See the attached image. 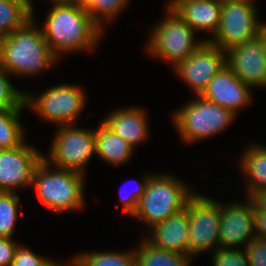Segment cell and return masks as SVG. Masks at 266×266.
<instances>
[{
	"label": "cell",
	"instance_id": "cell-32",
	"mask_svg": "<svg viewBox=\"0 0 266 266\" xmlns=\"http://www.w3.org/2000/svg\"><path fill=\"white\" fill-rule=\"evenodd\" d=\"M13 238L0 237V266H11L19 244Z\"/></svg>",
	"mask_w": 266,
	"mask_h": 266
},
{
	"label": "cell",
	"instance_id": "cell-25",
	"mask_svg": "<svg viewBox=\"0 0 266 266\" xmlns=\"http://www.w3.org/2000/svg\"><path fill=\"white\" fill-rule=\"evenodd\" d=\"M130 0H80V6L87 10L93 21L103 30V22L112 21Z\"/></svg>",
	"mask_w": 266,
	"mask_h": 266
},
{
	"label": "cell",
	"instance_id": "cell-8",
	"mask_svg": "<svg viewBox=\"0 0 266 266\" xmlns=\"http://www.w3.org/2000/svg\"><path fill=\"white\" fill-rule=\"evenodd\" d=\"M256 9L253 0L222 2L219 29L212 39H206V41L226 52L230 48L258 37L259 30L265 24L258 21Z\"/></svg>",
	"mask_w": 266,
	"mask_h": 266
},
{
	"label": "cell",
	"instance_id": "cell-38",
	"mask_svg": "<svg viewBox=\"0 0 266 266\" xmlns=\"http://www.w3.org/2000/svg\"><path fill=\"white\" fill-rule=\"evenodd\" d=\"M259 146L266 152V147L262 144H259Z\"/></svg>",
	"mask_w": 266,
	"mask_h": 266
},
{
	"label": "cell",
	"instance_id": "cell-5",
	"mask_svg": "<svg viewBox=\"0 0 266 266\" xmlns=\"http://www.w3.org/2000/svg\"><path fill=\"white\" fill-rule=\"evenodd\" d=\"M188 104L183 105L173 115L174 127L181 139L188 144L207 139L219 134L235 120L236 114L231 110L195 96Z\"/></svg>",
	"mask_w": 266,
	"mask_h": 266
},
{
	"label": "cell",
	"instance_id": "cell-19",
	"mask_svg": "<svg viewBox=\"0 0 266 266\" xmlns=\"http://www.w3.org/2000/svg\"><path fill=\"white\" fill-rule=\"evenodd\" d=\"M99 123V128H95L96 155L111 165H121L128 162L134 148L102 122Z\"/></svg>",
	"mask_w": 266,
	"mask_h": 266
},
{
	"label": "cell",
	"instance_id": "cell-14",
	"mask_svg": "<svg viewBox=\"0 0 266 266\" xmlns=\"http://www.w3.org/2000/svg\"><path fill=\"white\" fill-rule=\"evenodd\" d=\"M226 64L244 84L266 88V57L259 37L226 51Z\"/></svg>",
	"mask_w": 266,
	"mask_h": 266
},
{
	"label": "cell",
	"instance_id": "cell-37",
	"mask_svg": "<svg viewBox=\"0 0 266 266\" xmlns=\"http://www.w3.org/2000/svg\"><path fill=\"white\" fill-rule=\"evenodd\" d=\"M44 266H76V265H75L74 259L72 258L70 265H66V264L64 265V264L58 263L53 260L51 261L50 259Z\"/></svg>",
	"mask_w": 266,
	"mask_h": 266
},
{
	"label": "cell",
	"instance_id": "cell-4",
	"mask_svg": "<svg viewBox=\"0 0 266 266\" xmlns=\"http://www.w3.org/2000/svg\"><path fill=\"white\" fill-rule=\"evenodd\" d=\"M151 173L145 193L140 198L136 212L133 214L134 217L142 220L147 228L180 212L195 193L172 174Z\"/></svg>",
	"mask_w": 266,
	"mask_h": 266
},
{
	"label": "cell",
	"instance_id": "cell-29",
	"mask_svg": "<svg viewBox=\"0 0 266 266\" xmlns=\"http://www.w3.org/2000/svg\"><path fill=\"white\" fill-rule=\"evenodd\" d=\"M151 175L152 174L148 173L146 176H143L142 180L137 182V185L133 190H131V192L126 191L127 193L125 194V191L122 192V189L119 190L123 211L129 215L133 216V214L136 212L139 200L145 193V188Z\"/></svg>",
	"mask_w": 266,
	"mask_h": 266
},
{
	"label": "cell",
	"instance_id": "cell-26",
	"mask_svg": "<svg viewBox=\"0 0 266 266\" xmlns=\"http://www.w3.org/2000/svg\"><path fill=\"white\" fill-rule=\"evenodd\" d=\"M20 201L16 192H0V237H13Z\"/></svg>",
	"mask_w": 266,
	"mask_h": 266
},
{
	"label": "cell",
	"instance_id": "cell-22",
	"mask_svg": "<svg viewBox=\"0 0 266 266\" xmlns=\"http://www.w3.org/2000/svg\"><path fill=\"white\" fill-rule=\"evenodd\" d=\"M32 0H0V38L8 36L32 18Z\"/></svg>",
	"mask_w": 266,
	"mask_h": 266
},
{
	"label": "cell",
	"instance_id": "cell-1",
	"mask_svg": "<svg viewBox=\"0 0 266 266\" xmlns=\"http://www.w3.org/2000/svg\"><path fill=\"white\" fill-rule=\"evenodd\" d=\"M53 6V7H52ZM42 26L45 41L59 58L76 51H93L102 32L82 6L53 4Z\"/></svg>",
	"mask_w": 266,
	"mask_h": 266
},
{
	"label": "cell",
	"instance_id": "cell-33",
	"mask_svg": "<svg viewBox=\"0 0 266 266\" xmlns=\"http://www.w3.org/2000/svg\"><path fill=\"white\" fill-rule=\"evenodd\" d=\"M247 198L254 205L255 211L266 213V189L252 192Z\"/></svg>",
	"mask_w": 266,
	"mask_h": 266
},
{
	"label": "cell",
	"instance_id": "cell-28",
	"mask_svg": "<svg viewBox=\"0 0 266 266\" xmlns=\"http://www.w3.org/2000/svg\"><path fill=\"white\" fill-rule=\"evenodd\" d=\"M239 248H218L212 251L211 255L213 266H249L248 256L245 251H240Z\"/></svg>",
	"mask_w": 266,
	"mask_h": 266
},
{
	"label": "cell",
	"instance_id": "cell-36",
	"mask_svg": "<svg viewBox=\"0 0 266 266\" xmlns=\"http://www.w3.org/2000/svg\"><path fill=\"white\" fill-rule=\"evenodd\" d=\"M258 37L260 38L262 45H263V49H264V54L266 57V23L265 25L259 30V35Z\"/></svg>",
	"mask_w": 266,
	"mask_h": 266
},
{
	"label": "cell",
	"instance_id": "cell-3",
	"mask_svg": "<svg viewBox=\"0 0 266 266\" xmlns=\"http://www.w3.org/2000/svg\"><path fill=\"white\" fill-rule=\"evenodd\" d=\"M53 168L44 159L35 167L32 185L39 201L56 213L82 209L85 198L83 196L85 174Z\"/></svg>",
	"mask_w": 266,
	"mask_h": 266
},
{
	"label": "cell",
	"instance_id": "cell-15",
	"mask_svg": "<svg viewBox=\"0 0 266 266\" xmlns=\"http://www.w3.org/2000/svg\"><path fill=\"white\" fill-rule=\"evenodd\" d=\"M249 85L244 84L225 64L210 80L201 95L204 99L231 110L234 114L251 104L252 94Z\"/></svg>",
	"mask_w": 266,
	"mask_h": 266
},
{
	"label": "cell",
	"instance_id": "cell-11",
	"mask_svg": "<svg viewBox=\"0 0 266 266\" xmlns=\"http://www.w3.org/2000/svg\"><path fill=\"white\" fill-rule=\"evenodd\" d=\"M226 64V52L218 46L205 41L187 59L173 69L193 90L195 96H201L208 83Z\"/></svg>",
	"mask_w": 266,
	"mask_h": 266
},
{
	"label": "cell",
	"instance_id": "cell-31",
	"mask_svg": "<svg viewBox=\"0 0 266 266\" xmlns=\"http://www.w3.org/2000/svg\"><path fill=\"white\" fill-rule=\"evenodd\" d=\"M249 266H266V239L255 237L246 246Z\"/></svg>",
	"mask_w": 266,
	"mask_h": 266
},
{
	"label": "cell",
	"instance_id": "cell-23",
	"mask_svg": "<svg viewBox=\"0 0 266 266\" xmlns=\"http://www.w3.org/2000/svg\"><path fill=\"white\" fill-rule=\"evenodd\" d=\"M24 108H0V149H14L21 146L24 140V127L20 122V115Z\"/></svg>",
	"mask_w": 266,
	"mask_h": 266
},
{
	"label": "cell",
	"instance_id": "cell-27",
	"mask_svg": "<svg viewBox=\"0 0 266 266\" xmlns=\"http://www.w3.org/2000/svg\"><path fill=\"white\" fill-rule=\"evenodd\" d=\"M10 74L0 65V108L15 109L26 107L25 92L16 89L10 79Z\"/></svg>",
	"mask_w": 266,
	"mask_h": 266
},
{
	"label": "cell",
	"instance_id": "cell-35",
	"mask_svg": "<svg viewBox=\"0 0 266 266\" xmlns=\"http://www.w3.org/2000/svg\"><path fill=\"white\" fill-rule=\"evenodd\" d=\"M52 2L53 3H51V4H57V5H76V6H80V0H52Z\"/></svg>",
	"mask_w": 266,
	"mask_h": 266
},
{
	"label": "cell",
	"instance_id": "cell-17",
	"mask_svg": "<svg viewBox=\"0 0 266 266\" xmlns=\"http://www.w3.org/2000/svg\"><path fill=\"white\" fill-rule=\"evenodd\" d=\"M168 6L196 32L205 30L214 36L219 29V0H173Z\"/></svg>",
	"mask_w": 266,
	"mask_h": 266
},
{
	"label": "cell",
	"instance_id": "cell-6",
	"mask_svg": "<svg viewBox=\"0 0 266 266\" xmlns=\"http://www.w3.org/2000/svg\"><path fill=\"white\" fill-rule=\"evenodd\" d=\"M167 15L152 28L145 48L152 57L163 59L171 63L174 68L194 53L206 40H194L196 31L168 5Z\"/></svg>",
	"mask_w": 266,
	"mask_h": 266
},
{
	"label": "cell",
	"instance_id": "cell-24",
	"mask_svg": "<svg viewBox=\"0 0 266 266\" xmlns=\"http://www.w3.org/2000/svg\"><path fill=\"white\" fill-rule=\"evenodd\" d=\"M132 250L86 252L75 255L73 259L76 266H136L135 249Z\"/></svg>",
	"mask_w": 266,
	"mask_h": 266
},
{
	"label": "cell",
	"instance_id": "cell-9",
	"mask_svg": "<svg viewBox=\"0 0 266 266\" xmlns=\"http://www.w3.org/2000/svg\"><path fill=\"white\" fill-rule=\"evenodd\" d=\"M195 192L187 201L188 255L192 258L203 251H215L219 245L221 203Z\"/></svg>",
	"mask_w": 266,
	"mask_h": 266
},
{
	"label": "cell",
	"instance_id": "cell-20",
	"mask_svg": "<svg viewBox=\"0 0 266 266\" xmlns=\"http://www.w3.org/2000/svg\"><path fill=\"white\" fill-rule=\"evenodd\" d=\"M241 167L247 183V197L252 192L266 189V152L253 143L241 155Z\"/></svg>",
	"mask_w": 266,
	"mask_h": 266
},
{
	"label": "cell",
	"instance_id": "cell-13",
	"mask_svg": "<svg viewBox=\"0 0 266 266\" xmlns=\"http://www.w3.org/2000/svg\"><path fill=\"white\" fill-rule=\"evenodd\" d=\"M245 202L222 205L219 228L220 248H237L253 240L255 236V209L247 198ZM235 246V247H234Z\"/></svg>",
	"mask_w": 266,
	"mask_h": 266
},
{
	"label": "cell",
	"instance_id": "cell-16",
	"mask_svg": "<svg viewBox=\"0 0 266 266\" xmlns=\"http://www.w3.org/2000/svg\"><path fill=\"white\" fill-rule=\"evenodd\" d=\"M188 210L180 212L149 228L150 235L144 238L153 246L167 251L188 255Z\"/></svg>",
	"mask_w": 266,
	"mask_h": 266
},
{
	"label": "cell",
	"instance_id": "cell-2",
	"mask_svg": "<svg viewBox=\"0 0 266 266\" xmlns=\"http://www.w3.org/2000/svg\"><path fill=\"white\" fill-rule=\"evenodd\" d=\"M32 18L8 36L0 38V65L11 75H38L57 63L58 58L45 41L42 29Z\"/></svg>",
	"mask_w": 266,
	"mask_h": 266
},
{
	"label": "cell",
	"instance_id": "cell-30",
	"mask_svg": "<svg viewBox=\"0 0 266 266\" xmlns=\"http://www.w3.org/2000/svg\"><path fill=\"white\" fill-rule=\"evenodd\" d=\"M49 260L21 244L16 249L11 266H44Z\"/></svg>",
	"mask_w": 266,
	"mask_h": 266
},
{
	"label": "cell",
	"instance_id": "cell-7",
	"mask_svg": "<svg viewBox=\"0 0 266 266\" xmlns=\"http://www.w3.org/2000/svg\"><path fill=\"white\" fill-rule=\"evenodd\" d=\"M86 103L84 90L76 85L61 84L47 89L38 97L25 92V104L42 119L57 127L76 125Z\"/></svg>",
	"mask_w": 266,
	"mask_h": 266
},
{
	"label": "cell",
	"instance_id": "cell-21",
	"mask_svg": "<svg viewBox=\"0 0 266 266\" xmlns=\"http://www.w3.org/2000/svg\"><path fill=\"white\" fill-rule=\"evenodd\" d=\"M135 250L136 266H190L192 257L157 248L145 238Z\"/></svg>",
	"mask_w": 266,
	"mask_h": 266
},
{
	"label": "cell",
	"instance_id": "cell-10",
	"mask_svg": "<svg viewBox=\"0 0 266 266\" xmlns=\"http://www.w3.org/2000/svg\"><path fill=\"white\" fill-rule=\"evenodd\" d=\"M50 153L46 160L53 167L85 173V165L96 154L95 129L72 125L57 127Z\"/></svg>",
	"mask_w": 266,
	"mask_h": 266
},
{
	"label": "cell",
	"instance_id": "cell-39",
	"mask_svg": "<svg viewBox=\"0 0 266 266\" xmlns=\"http://www.w3.org/2000/svg\"><path fill=\"white\" fill-rule=\"evenodd\" d=\"M219 1L224 2V1H232V0H219Z\"/></svg>",
	"mask_w": 266,
	"mask_h": 266
},
{
	"label": "cell",
	"instance_id": "cell-18",
	"mask_svg": "<svg viewBox=\"0 0 266 266\" xmlns=\"http://www.w3.org/2000/svg\"><path fill=\"white\" fill-rule=\"evenodd\" d=\"M146 116L140 107H125L112 111L101 122L135 149L149 134Z\"/></svg>",
	"mask_w": 266,
	"mask_h": 266
},
{
	"label": "cell",
	"instance_id": "cell-12",
	"mask_svg": "<svg viewBox=\"0 0 266 266\" xmlns=\"http://www.w3.org/2000/svg\"><path fill=\"white\" fill-rule=\"evenodd\" d=\"M25 142L14 149H0V192L32 186L35 167L44 154Z\"/></svg>",
	"mask_w": 266,
	"mask_h": 266
},
{
	"label": "cell",
	"instance_id": "cell-34",
	"mask_svg": "<svg viewBox=\"0 0 266 266\" xmlns=\"http://www.w3.org/2000/svg\"><path fill=\"white\" fill-rule=\"evenodd\" d=\"M255 236L266 239V213L255 211Z\"/></svg>",
	"mask_w": 266,
	"mask_h": 266
}]
</instances>
